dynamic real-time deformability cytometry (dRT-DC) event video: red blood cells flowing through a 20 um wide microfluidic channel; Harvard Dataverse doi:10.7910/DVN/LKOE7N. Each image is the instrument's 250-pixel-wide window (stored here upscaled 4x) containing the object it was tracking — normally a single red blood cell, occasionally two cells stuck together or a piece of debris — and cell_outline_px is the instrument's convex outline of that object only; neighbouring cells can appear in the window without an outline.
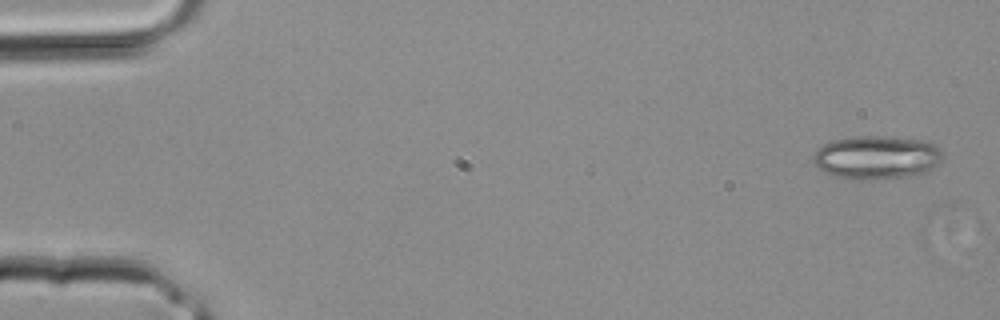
{"species": "common noctule bat (a hibernating species)", "species_latin": "Nyctalus noctula", "temperature_condition": "room temperature", "stored_images_in_passage": 5, "camera_frame_rate_fps": 3000, "um_per_image_px": 0.085, "animal": {"sex": "male", "body_mass_g": 20.4}, "frame": {"image": 1, "passage_image": 1, "time_ms": 0.0, "image_size_px": [1000, 320], "cell_outline_px": [[944, 156], [940, 164], [924, 176], [856, 180], [836, 176], [824, 172], [812, 160], [812, 156], [816, 148], [832, 140], [856, 136], [884, 136], [924, 140], [940, 148], [944, 152]], "centroid_in_image_um": [74.59, 13.39], "position_along_channel_um": 10.4, "area_um2": 33.58}}